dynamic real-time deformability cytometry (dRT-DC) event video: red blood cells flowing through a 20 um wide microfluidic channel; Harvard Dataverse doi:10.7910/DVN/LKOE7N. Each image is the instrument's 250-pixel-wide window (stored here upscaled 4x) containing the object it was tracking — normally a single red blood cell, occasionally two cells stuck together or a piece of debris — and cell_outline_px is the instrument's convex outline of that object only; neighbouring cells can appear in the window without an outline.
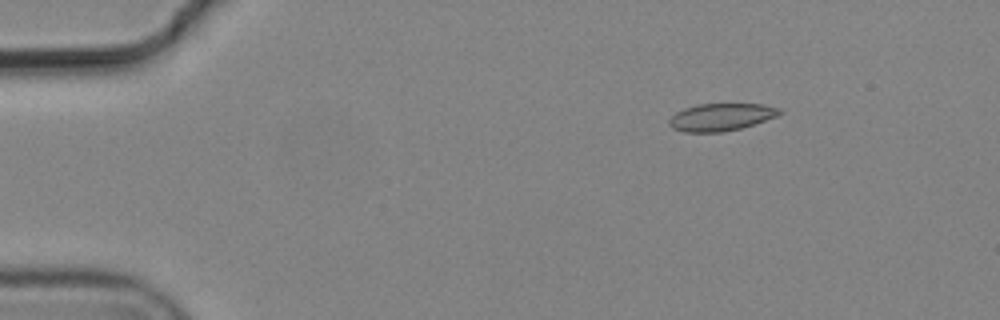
{"species": "common noctule bat (a hibernating species)", "species_latin": "Nyctalus noctula", "temperature_condition": "cold", "stored_images_in_passage": 2, "camera_frame_rate_fps": 3000, "um_per_image_px": 0.085, "animal": {"sex": "male", "body_mass_g": 19.2, "forearm_length_mm": 51.8}, "frame": {"image": 1, "passage_image": 2, "time_ms": 0.333, "image_size_px": [1000, 320], "cell_outline_px": [[784, 112], [776, 116], [740, 128], [724, 132], [684, 132], [672, 128], [668, 124], [668, 120], [676, 112], [684, 108], [696, 104], [764, 104], [780, 108]], "centroid_in_image_um": [61.26, 9.94], "position_along_channel_um": 23.7, "area_um2": 17.63}}